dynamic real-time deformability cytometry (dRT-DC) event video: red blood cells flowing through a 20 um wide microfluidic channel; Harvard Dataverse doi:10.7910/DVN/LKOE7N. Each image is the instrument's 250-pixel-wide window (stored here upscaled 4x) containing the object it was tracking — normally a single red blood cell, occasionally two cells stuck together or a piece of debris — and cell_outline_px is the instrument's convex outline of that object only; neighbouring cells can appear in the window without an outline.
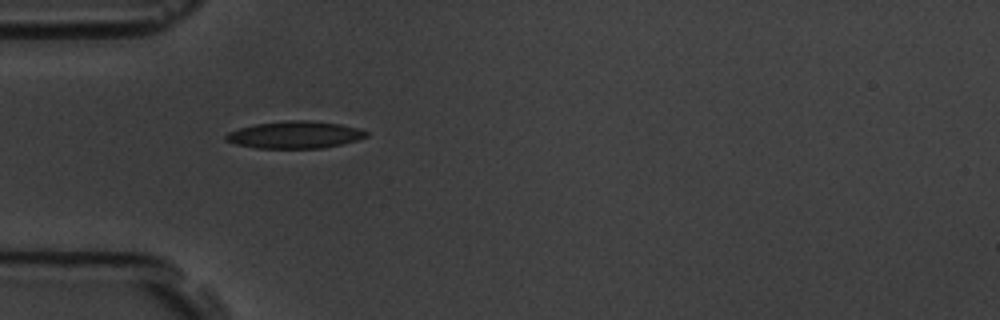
{"species": "common noctule bat (a hibernating species)", "species_latin": "Nyctalus noctula", "temperature_condition": "room temperature", "stored_images_in_passage": 10, "camera_frame_rate_fps": 3000, "um_per_image_px": 0.085, "animal": {"sex": "male", "body_mass_g": 19.5, "forearm_length_mm": 54.6}, "frame": {"image": 1, "passage_image": 1, "time_ms": 0.0, "image_size_px": [1000, 320], "cell_outline_px": [[368, 136], [356, 140], [324, 148], [256, 148], [236, 144], [224, 140], [224, 136], [228, 132], [240, 128], [256, 124], [284, 120], [308, 120], [340, 124], [360, 128], [368, 132]], "centroid_in_image_um": [25.06, 11.45], "position_along_channel_um": 59.9, "area_um2": 22.25}}